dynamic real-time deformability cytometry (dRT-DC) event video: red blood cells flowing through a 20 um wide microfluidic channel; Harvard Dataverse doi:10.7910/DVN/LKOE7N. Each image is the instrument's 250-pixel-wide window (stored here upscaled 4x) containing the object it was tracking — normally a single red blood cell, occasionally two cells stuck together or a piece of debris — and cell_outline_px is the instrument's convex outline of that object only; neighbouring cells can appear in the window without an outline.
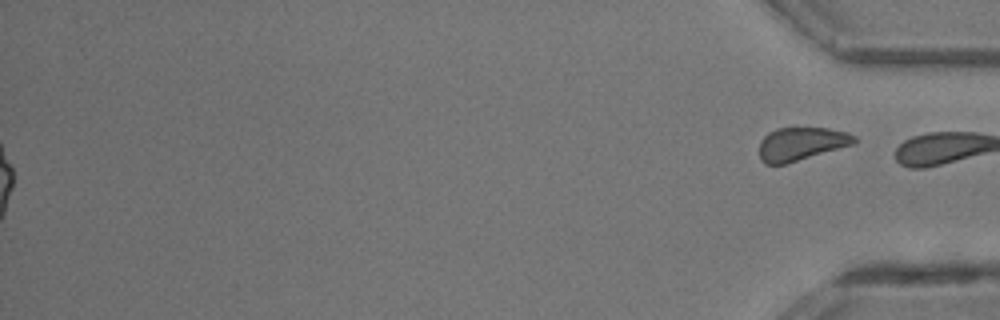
{"species": "common noctule bat (a hibernating species)", "species_latin": "Nyctalus noctula", "temperature_condition": "room temperature", "stored_images_in_passage": 28, "segment_of_instrument_passage": [2, 2], "camera_frame_rate_fps": 3000, "um_per_image_px": 0.085, "animal": {"sex": "male", "body_mass_g": 13.3}, "frame": {"image": 1, "passage_image": 28, "time_ms": 9.0, "image_size_px": [1000, 320], "cell_outline_px": [[856, 144], [784, 164], [764, 164], [760, 160], [760, 140], [768, 132], [776, 128], [828, 128], [848, 132], [856, 136]], "centroid_in_image_um": [68.12, 12.22], "position_along_channel_um": 367.1, "area_um2": 18.5}}